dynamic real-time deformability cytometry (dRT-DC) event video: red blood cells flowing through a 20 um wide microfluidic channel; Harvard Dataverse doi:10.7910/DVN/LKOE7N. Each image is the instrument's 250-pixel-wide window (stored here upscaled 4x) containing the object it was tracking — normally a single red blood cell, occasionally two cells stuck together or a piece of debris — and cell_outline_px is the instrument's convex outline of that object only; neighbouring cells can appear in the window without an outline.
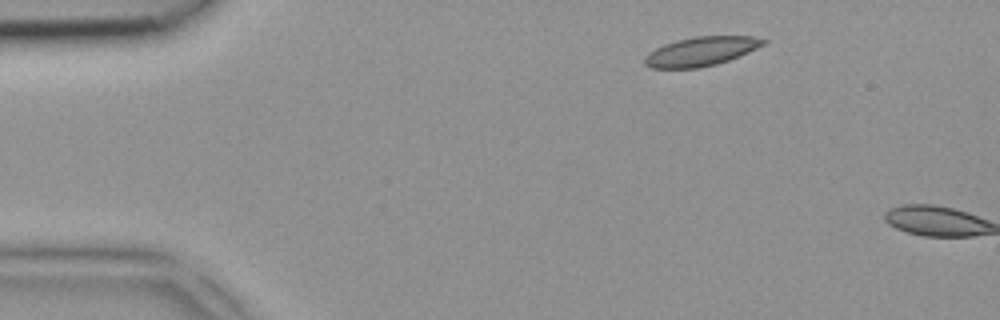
{"species": "common noctule bat (a hibernating species)", "species_latin": "Nyctalus noctula", "temperature_condition": "room temperature", "stored_images_in_passage": 2, "camera_frame_rate_fps": 3000, "um_per_image_px": 0.085, "animal": {"sex": "female", "body_mass_g": 18.4}, "frame": {"image": 1, "passage_image": 1, "time_ms": 0.0, "image_size_px": [1000, 320], "cell_outline_px": [[768, 40], [764, 44], [748, 52], [728, 60], [716, 64], [700, 68], [652, 68], [644, 64], [644, 56], [648, 52], [664, 44], [676, 40], [696, 36], [752, 36]], "centroid_in_image_um": [59.55, 4.36], "position_along_channel_um": 25.4, "area_um2": 20.06}}